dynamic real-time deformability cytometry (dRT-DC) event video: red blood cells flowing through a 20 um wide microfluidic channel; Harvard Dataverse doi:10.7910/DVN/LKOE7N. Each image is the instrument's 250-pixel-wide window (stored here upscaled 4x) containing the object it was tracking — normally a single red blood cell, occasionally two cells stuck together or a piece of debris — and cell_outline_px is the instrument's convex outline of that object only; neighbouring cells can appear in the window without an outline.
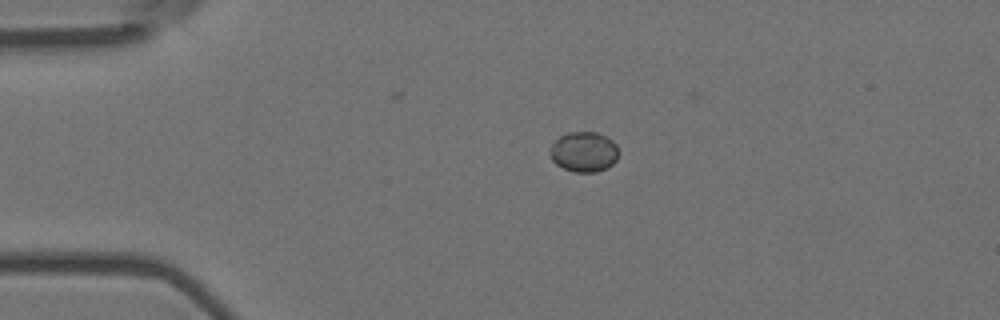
{"species": "Egyptian fruit bat (a non-hibernating species)", "species_latin": "Rousettus aegyptiacus", "temperature_condition": "room temperature", "stored_images_in_passage": 44, "camera_frame_rate_fps": 3000, "um_per_image_px": 0.085, "animal": {"sex": "female"}, "frame": {"image": 1, "passage_image": 1, "time_ms": 0.0, "image_size_px": [1000, 320], "cell_outline_px": [[616, 160], [612, 164], [596, 172], [576, 172], [564, 168], [556, 164], [552, 160], [548, 152], [552, 144], [560, 136], [568, 132], [596, 132], [612, 140], [616, 144]], "centroid_in_image_um": [49.58, 12.9], "position_along_channel_um": 35.4, "area_um2": 15.84}}
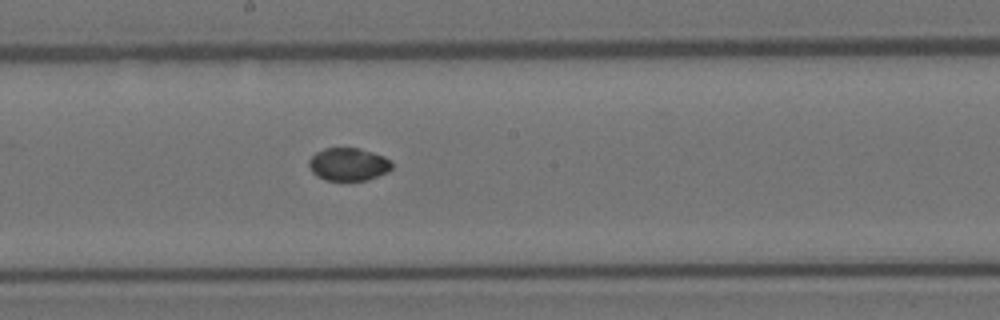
{"frame": {"image": 2, "passage_image": 19, "time_ms": 6.0, "image_size_px": [1000, 320], "cell_outline_px": [[392, 168], [388, 172], [368, 180], [324, 180], [316, 176], [312, 172], [308, 164], [308, 160], [316, 152], [324, 148], [360, 148], [384, 156], [392, 160]], "centroid_in_image_um": [29.62, 13.96], "position_along_channel_um": 218.6, "area_um2": 16.07}}
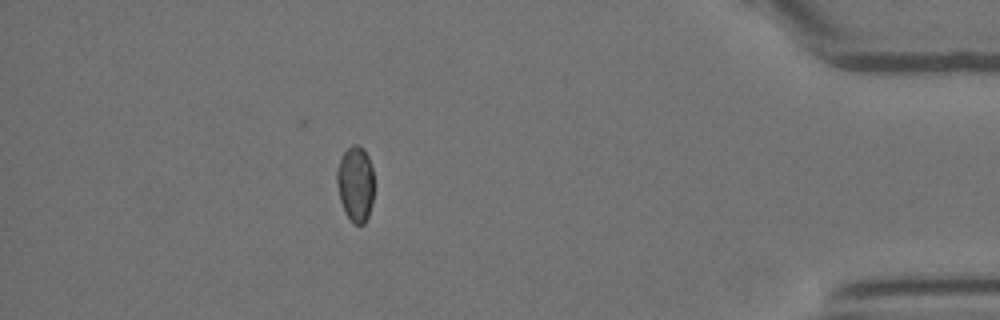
{"frame": {"image": 3, "passage_image": 38, "time_ms": 12.333, "image_size_px": [1000, 320], "cell_outline_px": [[372, 204], [368, 216], [364, 224], [352, 224], [344, 212], [340, 200], [336, 184], [336, 168], [344, 152], [352, 144], [360, 144], [364, 148], [368, 156], [372, 168]], "centroid_in_image_um": [30.19, 15.62], "position_along_channel_um": 405.0, "area_um2": 16.53}}